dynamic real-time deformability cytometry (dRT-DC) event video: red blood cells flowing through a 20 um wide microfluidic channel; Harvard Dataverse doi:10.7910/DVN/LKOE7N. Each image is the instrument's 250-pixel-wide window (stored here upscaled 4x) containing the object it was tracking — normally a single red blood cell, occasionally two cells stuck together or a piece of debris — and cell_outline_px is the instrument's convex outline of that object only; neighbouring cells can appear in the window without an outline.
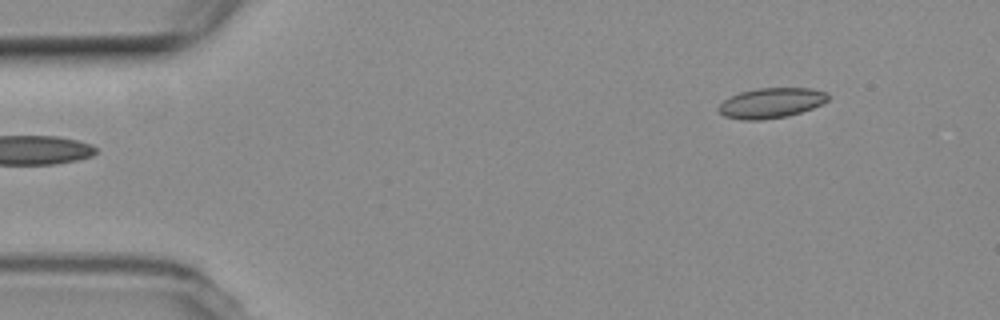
{"species": "common noctule bat (a hibernating species)", "species_latin": "Nyctalus noctula", "temperature_condition": "room temperature", "stored_images_in_passage": 5, "camera_frame_rate_fps": 3000, "um_per_image_px": 0.085, "animal": {"sex": "female", "body_mass_g": 19.3, "forearm_length_mm": 54.1}, "frame": {"image": 1, "passage_image": 5, "time_ms": 5.333, "image_size_px": [1000, 320], "cell_outline_px": [[828, 100], [812, 108], [788, 116], [760, 120], [744, 120], [724, 116], [716, 108], [724, 100], [740, 92], [756, 88], [812, 88], [828, 92]], "centroid_in_image_um": [65.54, 8.75], "position_along_channel_um": 19.5, "area_um2": 19.19}}